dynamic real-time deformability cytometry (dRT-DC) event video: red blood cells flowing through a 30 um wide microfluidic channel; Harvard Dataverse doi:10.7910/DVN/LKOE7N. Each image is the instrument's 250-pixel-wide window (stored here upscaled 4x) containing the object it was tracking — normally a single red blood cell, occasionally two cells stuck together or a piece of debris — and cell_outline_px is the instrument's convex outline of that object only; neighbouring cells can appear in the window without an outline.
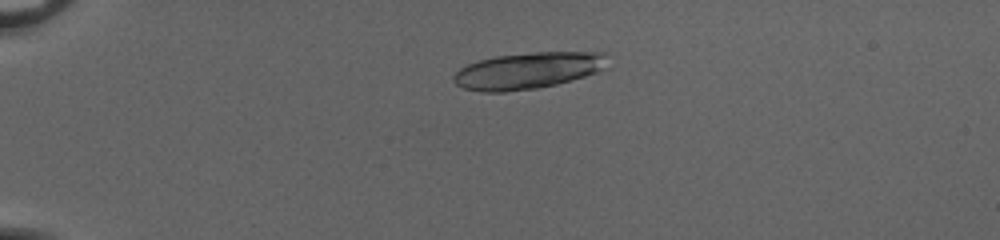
{"species": "common noctule bat (a hibernating species)", "species_latin": "Nyctalus noctula", "temperature_condition": "cold", "stored_images_in_passage": 22, "camera_frame_rate_fps": 3000, "um_per_image_px": 0.085, "animal": {"sex": "female", "body_mass_g": 20.0, "forearm_length_mm": 54.0}, "frame": {"image": 1, "passage_image": 13, "time_ms": 4.0, "image_size_px": [1000, 240], "cell_outline_px": [[608, 68], [572, 80], [556, 84], [536, 88], [504, 92], [480, 92], [464, 88], [456, 84], [452, 80], [452, 76], [460, 68], [468, 64], [480, 60], [496, 56], [536, 52], [608, 52]], "centroid_in_image_um": [44.91, 6.0], "position_along_channel_um": 40.1, "area_um2": 32.95}}